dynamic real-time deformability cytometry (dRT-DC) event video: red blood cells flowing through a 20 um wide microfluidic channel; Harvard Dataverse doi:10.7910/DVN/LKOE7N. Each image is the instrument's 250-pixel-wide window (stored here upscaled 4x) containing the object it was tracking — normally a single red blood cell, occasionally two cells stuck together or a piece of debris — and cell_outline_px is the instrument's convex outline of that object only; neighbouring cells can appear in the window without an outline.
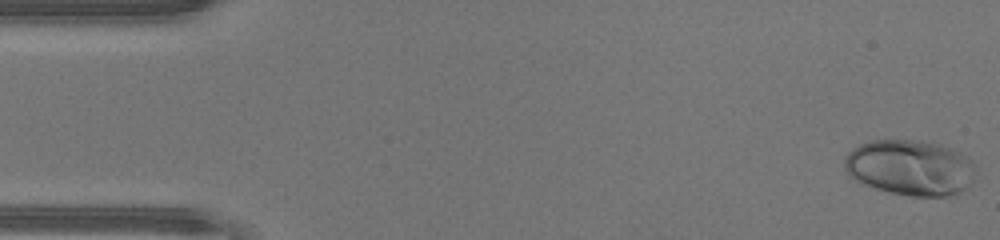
{"species": "human", "species_latin": "Homo sapiens", "temperature_condition": "warm", "stored_images_in_passage": 47, "camera_frame_rate_fps": 3000, "um_per_image_px": 0.085, "donor": {"sex": "male"}, "frame": {"image": 1, "passage_image": 1, "time_ms": 0.0, "image_size_px": [1000, 240], "cell_outline_px": [[972, 180], [960, 192], [948, 196], [908, 196], [888, 192], [864, 184], [848, 176], [844, 168], [844, 156], [852, 148], [860, 144], [872, 140], [912, 140], [940, 144], [960, 152], [968, 156], [972, 160]], "centroid_in_image_um": [77.3, 14.24], "position_along_channel_um": 7.7, "area_um2": 42.43}}
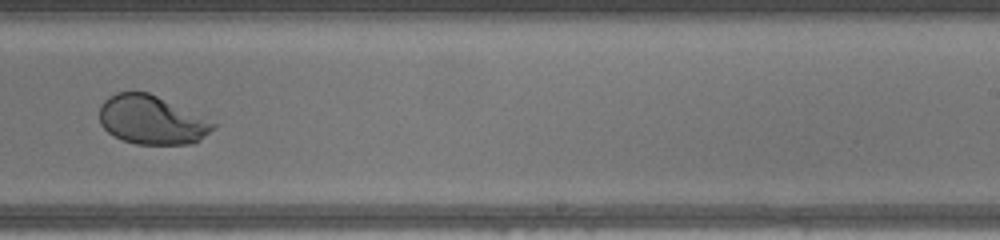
{"frame": {"image": 2, "passage_image": 29, "time_ms": 9.333, "image_size_px": [1000, 240], "cell_outline_px": [[216, 128], [200, 140], [192, 144], [136, 144], [124, 140], [108, 132], [100, 124], [100, 104], [108, 96], [116, 92], [148, 92], [216, 124]], "centroid_in_image_um": [12.85, 10.21], "position_along_channel_um": 276.1, "area_um2": 31.85}}
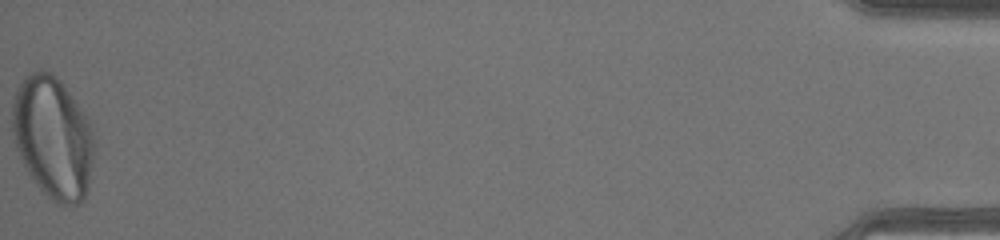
{"frame": {"image": 3, "passage_image": 47, "time_ms": 15.333, "image_size_px": [1000, 240], "cell_outline_px": [[92, 156], [88, 192], [84, 200], [80, 204], [56, 204], [36, 184], [28, 172], [16, 148], [12, 128], [12, 104], [16, 92], [20, 84], [32, 72], [40, 68], [44, 68], [52, 72], [64, 84], [88, 120], [92, 128]], "centroid_in_image_um": [4.49, 11.69], "position_along_channel_um": 430.7, "area_um2": 57.86}, "authors_computed_cell_mechanics": {"area_um2": 37.6856, "velocity_mm_per_s": 4.4148, "shape_relaxation_time_tau1_ms": 3.2096, "shape_relaxation_time_tau2_ms": null, "deformation_change_tau1": 0.2148, "deformation_change_tau2": null}}